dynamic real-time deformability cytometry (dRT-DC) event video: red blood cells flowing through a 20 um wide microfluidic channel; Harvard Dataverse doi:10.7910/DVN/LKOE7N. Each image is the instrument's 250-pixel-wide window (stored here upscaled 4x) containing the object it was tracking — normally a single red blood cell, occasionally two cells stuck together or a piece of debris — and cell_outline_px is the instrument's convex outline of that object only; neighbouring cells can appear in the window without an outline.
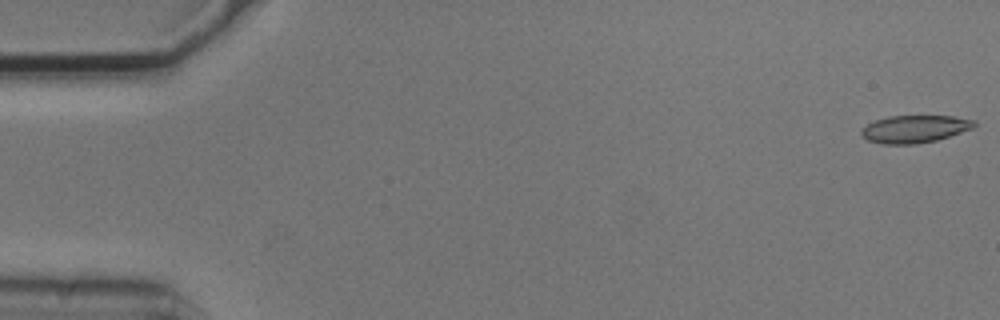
{"species": "common noctule bat (a hibernating species)", "species_latin": "Nyctalus noctula", "temperature_condition": "cold", "stored_images_in_passage": 6, "camera_frame_rate_fps": 3000, "um_per_image_px": 0.085, "animal": {"sex": "male", "body_mass_g": 20.5, "forearm_length_mm": 52.5}, "frame": {"image": 1, "passage_image": 1, "time_ms": 0.0, "image_size_px": [1000, 320], "cell_outline_px": [[976, 124], [972, 128], [936, 140], [916, 144], [884, 144], [868, 140], [860, 136], [860, 132], [868, 124], [876, 120], [888, 116], [956, 116], [976, 120]], "centroid_in_image_um": [77.74, 10.96], "position_along_channel_um": 7.3, "area_um2": 17.98}}
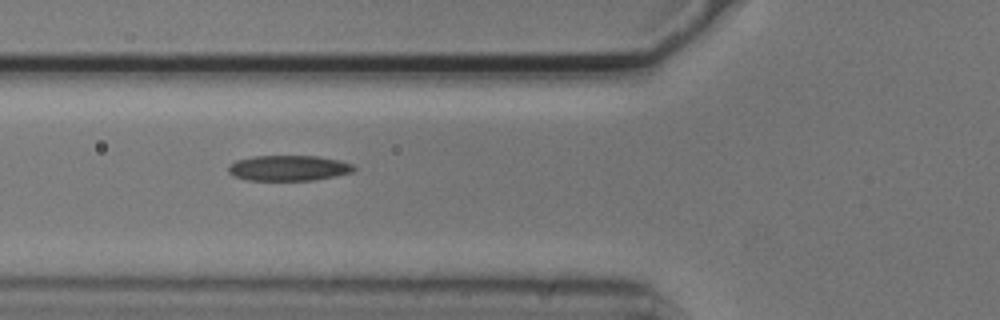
{"frame": {"image": 2, "passage_image": 5, "time_ms": 1.333, "image_size_px": [1000, 320], "cell_outline_px": [[356, 168], [352, 172], [336, 176], [312, 180], [248, 180], [232, 176], [228, 172], [228, 168], [236, 160], [252, 156], [320, 156], [340, 160], [352, 164]], "centroid_in_image_um": [24.54, 14.28], "position_along_channel_um": 101.3, "area_um2": 18.67}}
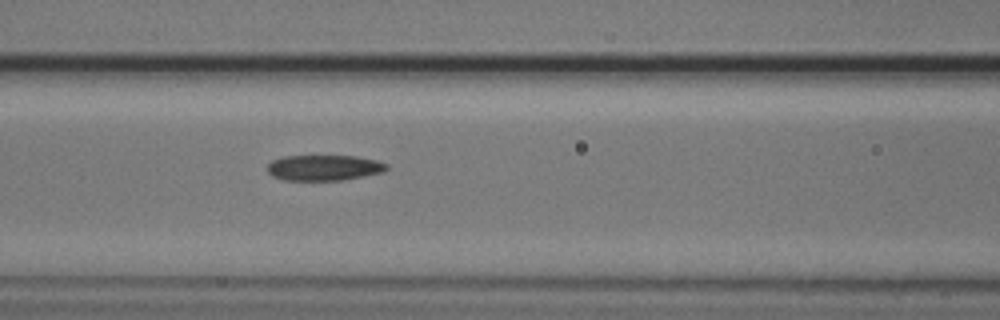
{"frame": {"image": 3, "passage_image": 6, "time_ms": 1.667, "image_size_px": [1000, 320], "cell_outline_px": [[388, 168], [384, 172], [340, 180], [284, 180], [272, 176], [268, 172], [268, 164], [272, 160], [284, 156], [356, 156], [376, 160], [388, 164]], "centroid_in_image_um": [27.54, 14.25], "position_along_channel_um": 139.1, "area_um2": 17.74}}